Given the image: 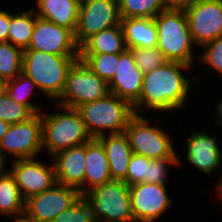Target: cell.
I'll use <instances>...</instances> for the list:
<instances>
[{"label":"cell","mask_w":222,"mask_h":222,"mask_svg":"<svg viewBox=\"0 0 222 222\" xmlns=\"http://www.w3.org/2000/svg\"><path fill=\"white\" fill-rule=\"evenodd\" d=\"M25 213V200L22 198L14 176L7 167L0 172V216L19 218Z\"/></svg>","instance_id":"cell-24"},{"label":"cell","mask_w":222,"mask_h":222,"mask_svg":"<svg viewBox=\"0 0 222 222\" xmlns=\"http://www.w3.org/2000/svg\"><path fill=\"white\" fill-rule=\"evenodd\" d=\"M10 25V12L7 9H0V42L8 41Z\"/></svg>","instance_id":"cell-36"},{"label":"cell","mask_w":222,"mask_h":222,"mask_svg":"<svg viewBox=\"0 0 222 222\" xmlns=\"http://www.w3.org/2000/svg\"><path fill=\"white\" fill-rule=\"evenodd\" d=\"M184 12L198 49L222 36V0H196Z\"/></svg>","instance_id":"cell-13"},{"label":"cell","mask_w":222,"mask_h":222,"mask_svg":"<svg viewBox=\"0 0 222 222\" xmlns=\"http://www.w3.org/2000/svg\"><path fill=\"white\" fill-rule=\"evenodd\" d=\"M11 220H12L11 222H34L27 219L25 216L19 218H11Z\"/></svg>","instance_id":"cell-42"},{"label":"cell","mask_w":222,"mask_h":222,"mask_svg":"<svg viewBox=\"0 0 222 222\" xmlns=\"http://www.w3.org/2000/svg\"><path fill=\"white\" fill-rule=\"evenodd\" d=\"M126 47L153 48L157 47L158 34L154 18L121 19Z\"/></svg>","instance_id":"cell-22"},{"label":"cell","mask_w":222,"mask_h":222,"mask_svg":"<svg viewBox=\"0 0 222 222\" xmlns=\"http://www.w3.org/2000/svg\"><path fill=\"white\" fill-rule=\"evenodd\" d=\"M154 20L158 34L157 47L164 53L165 58L195 67L199 57L196 50L199 49L194 48L196 45L191 37L184 10H165Z\"/></svg>","instance_id":"cell-4"},{"label":"cell","mask_w":222,"mask_h":222,"mask_svg":"<svg viewBox=\"0 0 222 222\" xmlns=\"http://www.w3.org/2000/svg\"><path fill=\"white\" fill-rule=\"evenodd\" d=\"M78 59L79 55H56L25 49L22 73L38 85L44 99L54 103L61 96L69 69Z\"/></svg>","instance_id":"cell-3"},{"label":"cell","mask_w":222,"mask_h":222,"mask_svg":"<svg viewBox=\"0 0 222 222\" xmlns=\"http://www.w3.org/2000/svg\"><path fill=\"white\" fill-rule=\"evenodd\" d=\"M200 49L202 51L199 54L197 63H202L209 70L211 69L213 74L219 73L222 78V36L204 44Z\"/></svg>","instance_id":"cell-34"},{"label":"cell","mask_w":222,"mask_h":222,"mask_svg":"<svg viewBox=\"0 0 222 222\" xmlns=\"http://www.w3.org/2000/svg\"><path fill=\"white\" fill-rule=\"evenodd\" d=\"M144 74L136 66L130 49L119 53V64L108 84L109 92L134 105L140 98Z\"/></svg>","instance_id":"cell-18"},{"label":"cell","mask_w":222,"mask_h":222,"mask_svg":"<svg viewBox=\"0 0 222 222\" xmlns=\"http://www.w3.org/2000/svg\"><path fill=\"white\" fill-rule=\"evenodd\" d=\"M136 66L143 74H147L157 67L164 65L168 60L158 48H132L130 49Z\"/></svg>","instance_id":"cell-33"},{"label":"cell","mask_w":222,"mask_h":222,"mask_svg":"<svg viewBox=\"0 0 222 222\" xmlns=\"http://www.w3.org/2000/svg\"><path fill=\"white\" fill-rule=\"evenodd\" d=\"M42 152L41 112L35 113L27 121L11 124L8 132L0 140V159L5 165L6 157L14 158L10 161L36 158Z\"/></svg>","instance_id":"cell-9"},{"label":"cell","mask_w":222,"mask_h":222,"mask_svg":"<svg viewBox=\"0 0 222 222\" xmlns=\"http://www.w3.org/2000/svg\"><path fill=\"white\" fill-rule=\"evenodd\" d=\"M117 0H83L80 4L75 41L80 47L89 37L121 24Z\"/></svg>","instance_id":"cell-10"},{"label":"cell","mask_w":222,"mask_h":222,"mask_svg":"<svg viewBox=\"0 0 222 222\" xmlns=\"http://www.w3.org/2000/svg\"><path fill=\"white\" fill-rule=\"evenodd\" d=\"M120 16L124 18H155L165 11L162 0H117Z\"/></svg>","instance_id":"cell-27"},{"label":"cell","mask_w":222,"mask_h":222,"mask_svg":"<svg viewBox=\"0 0 222 222\" xmlns=\"http://www.w3.org/2000/svg\"><path fill=\"white\" fill-rule=\"evenodd\" d=\"M23 50L15 45L0 42V78L6 81L22 73Z\"/></svg>","instance_id":"cell-29"},{"label":"cell","mask_w":222,"mask_h":222,"mask_svg":"<svg viewBox=\"0 0 222 222\" xmlns=\"http://www.w3.org/2000/svg\"><path fill=\"white\" fill-rule=\"evenodd\" d=\"M178 156H181V158H149V167L147 171V176H145V182L152 184H167V182L169 181L168 178H171V167L177 168L178 166L180 167L182 164L184 165L185 161H182V153L180 154L179 151Z\"/></svg>","instance_id":"cell-31"},{"label":"cell","mask_w":222,"mask_h":222,"mask_svg":"<svg viewBox=\"0 0 222 222\" xmlns=\"http://www.w3.org/2000/svg\"><path fill=\"white\" fill-rule=\"evenodd\" d=\"M34 113L26 106L12 100L6 92L0 95V120L9 124L27 121Z\"/></svg>","instance_id":"cell-32"},{"label":"cell","mask_w":222,"mask_h":222,"mask_svg":"<svg viewBox=\"0 0 222 222\" xmlns=\"http://www.w3.org/2000/svg\"><path fill=\"white\" fill-rule=\"evenodd\" d=\"M105 148L113 180L123 181L133 154L125 133L106 134L97 138Z\"/></svg>","instance_id":"cell-21"},{"label":"cell","mask_w":222,"mask_h":222,"mask_svg":"<svg viewBox=\"0 0 222 222\" xmlns=\"http://www.w3.org/2000/svg\"><path fill=\"white\" fill-rule=\"evenodd\" d=\"M148 117L136 114L125 129L132 152L150 159L179 158L168 130L155 125Z\"/></svg>","instance_id":"cell-6"},{"label":"cell","mask_w":222,"mask_h":222,"mask_svg":"<svg viewBox=\"0 0 222 222\" xmlns=\"http://www.w3.org/2000/svg\"><path fill=\"white\" fill-rule=\"evenodd\" d=\"M28 49L56 55H79V46L69 29L38 16Z\"/></svg>","instance_id":"cell-16"},{"label":"cell","mask_w":222,"mask_h":222,"mask_svg":"<svg viewBox=\"0 0 222 222\" xmlns=\"http://www.w3.org/2000/svg\"><path fill=\"white\" fill-rule=\"evenodd\" d=\"M215 192L217 193V197L218 199L221 201L219 203H221L222 205V177L220 178L219 182L217 181L216 185H215Z\"/></svg>","instance_id":"cell-40"},{"label":"cell","mask_w":222,"mask_h":222,"mask_svg":"<svg viewBox=\"0 0 222 222\" xmlns=\"http://www.w3.org/2000/svg\"><path fill=\"white\" fill-rule=\"evenodd\" d=\"M6 83L7 81L3 78H0V95L6 92Z\"/></svg>","instance_id":"cell-41"},{"label":"cell","mask_w":222,"mask_h":222,"mask_svg":"<svg viewBox=\"0 0 222 222\" xmlns=\"http://www.w3.org/2000/svg\"><path fill=\"white\" fill-rule=\"evenodd\" d=\"M56 181L75 188L84 195L86 143L65 149L51 156Z\"/></svg>","instance_id":"cell-17"},{"label":"cell","mask_w":222,"mask_h":222,"mask_svg":"<svg viewBox=\"0 0 222 222\" xmlns=\"http://www.w3.org/2000/svg\"><path fill=\"white\" fill-rule=\"evenodd\" d=\"M79 59L83 61L95 74L109 84L117 71L119 53H79Z\"/></svg>","instance_id":"cell-28"},{"label":"cell","mask_w":222,"mask_h":222,"mask_svg":"<svg viewBox=\"0 0 222 222\" xmlns=\"http://www.w3.org/2000/svg\"><path fill=\"white\" fill-rule=\"evenodd\" d=\"M38 91L41 94V90L38 85L30 78L26 77L23 73L19 74L16 78L8 80L6 83V93L8 96L16 101L18 104L26 105L34 114L42 112L43 106L40 104L32 102V96L38 94L35 92ZM37 104V105H36Z\"/></svg>","instance_id":"cell-26"},{"label":"cell","mask_w":222,"mask_h":222,"mask_svg":"<svg viewBox=\"0 0 222 222\" xmlns=\"http://www.w3.org/2000/svg\"><path fill=\"white\" fill-rule=\"evenodd\" d=\"M77 110L92 138L124 133L130 120L136 115L130 102L110 92L101 99L79 106Z\"/></svg>","instance_id":"cell-5"},{"label":"cell","mask_w":222,"mask_h":222,"mask_svg":"<svg viewBox=\"0 0 222 222\" xmlns=\"http://www.w3.org/2000/svg\"><path fill=\"white\" fill-rule=\"evenodd\" d=\"M52 222H100L93 205L81 195Z\"/></svg>","instance_id":"cell-30"},{"label":"cell","mask_w":222,"mask_h":222,"mask_svg":"<svg viewBox=\"0 0 222 222\" xmlns=\"http://www.w3.org/2000/svg\"><path fill=\"white\" fill-rule=\"evenodd\" d=\"M4 167H5V164L0 159V172L3 170Z\"/></svg>","instance_id":"cell-43"},{"label":"cell","mask_w":222,"mask_h":222,"mask_svg":"<svg viewBox=\"0 0 222 222\" xmlns=\"http://www.w3.org/2000/svg\"><path fill=\"white\" fill-rule=\"evenodd\" d=\"M148 167L149 158L133 153L128 165L127 176L123 181L128 186L145 182V176H147Z\"/></svg>","instance_id":"cell-35"},{"label":"cell","mask_w":222,"mask_h":222,"mask_svg":"<svg viewBox=\"0 0 222 222\" xmlns=\"http://www.w3.org/2000/svg\"><path fill=\"white\" fill-rule=\"evenodd\" d=\"M192 69L193 67L187 64L168 61L144 74L140 98L133 105L135 113L146 115L151 111L163 114L169 112L170 114V112L175 111L176 113L179 112L177 110L186 108L187 102L191 98L189 95L191 96L194 91L192 90L194 87H191L192 83L200 81L203 77L205 80V77H208L207 75L212 72L208 70L206 73H199L190 78L187 73Z\"/></svg>","instance_id":"cell-1"},{"label":"cell","mask_w":222,"mask_h":222,"mask_svg":"<svg viewBox=\"0 0 222 222\" xmlns=\"http://www.w3.org/2000/svg\"><path fill=\"white\" fill-rule=\"evenodd\" d=\"M168 186L146 182L129 186L135 222H157L168 209L173 208L175 201L169 195Z\"/></svg>","instance_id":"cell-11"},{"label":"cell","mask_w":222,"mask_h":222,"mask_svg":"<svg viewBox=\"0 0 222 222\" xmlns=\"http://www.w3.org/2000/svg\"><path fill=\"white\" fill-rule=\"evenodd\" d=\"M52 104L60 111L55 109L56 112L48 113L45 109V112H41L43 152H46L49 158L92 139L77 109Z\"/></svg>","instance_id":"cell-2"},{"label":"cell","mask_w":222,"mask_h":222,"mask_svg":"<svg viewBox=\"0 0 222 222\" xmlns=\"http://www.w3.org/2000/svg\"><path fill=\"white\" fill-rule=\"evenodd\" d=\"M10 11L8 42L21 48L28 49L36 23V13L32 8L22 12Z\"/></svg>","instance_id":"cell-25"},{"label":"cell","mask_w":222,"mask_h":222,"mask_svg":"<svg viewBox=\"0 0 222 222\" xmlns=\"http://www.w3.org/2000/svg\"><path fill=\"white\" fill-rule=\"evenodd\" d=\"M112 180L105 148L97 138H92L86 143L84 194Z\"/></svg>","instance_id":"cell-20"},{"label":"cell","mask_w":222,"mask_h":222,"mask_svg":"<svg viewBox=\"0 0 222 222\" xmlns=\"http://www.w3.org/2000/svg\"><path fill=\"white\" fill-rule=\"evenodd\" d=\"M218 103L216 104L215 108L212 110H215V112L212 114L213 116V122L215 123L214 125L218 126L219 129L222 128V97L217 101ZM221 127V128H220Z\"/></svg>","instance_id":"cell-38"},{"label":"cell","mask_w":222,"mask_h":222,"mask_svg":"<svg viewBox=\"0 0 222 222\" xmlns=\"http://www.w3.org/2000/svg\"><path fill=\"white\" fill-rule=\"evenodd\" d=\"M34 12L36 16L49 20L60 27L76 31L80 4L78 0H35Z\"/></svg>","instance_id":"cell-19"},{"label":"cell","mask_w":222,"mask_h":222,"mask_svg":"<svg viewBox=\"0 0 222 222\" xmlns=\"http://www.w3.org/2000/svg\"><path fill=\"white\" fill-rule=\"evenodd\" d=\"M185 143V150L183 152V158L187 164L203 173L202 175H211L216 170H220L222 167V148L219 144L218 138L210 135L208 131L200 129L199 131H192L188 135ZM185 155V156H184ZM219 177L218 181L222 177Z\"/></svg>","instance_id":"cell-15"},{"label":"cell","mask_w":222,"mask_h":222,"mask_svg":"<svg viewBox=\"0 0 222 222\" xmlns=\"http://www.w3.org/2000/svg\"><path fill=\"white\" fill-rule=\"evenodd\" d=\"M9 165L6 164L5 167L8 166L7 169L14 176L24 200L50 189L57 183L53 163L49 165L40 157L12 160Z\"/></svg>","instance_id":"cell-12"},{"label":"cell","mask_w":222,"mask_h":222,"mask_svg":"<svg viewBox=\"0 0 222 222\" xmlns=\"http://www.w3.org/2000/svg\"><path fill=\"white\" fill-rule=\"evenodd\" d=\"M166 10H185L196 0H162Z\"/></svg>","instance_id":"cell-37"},{"label":"cell","mask_w":222,"mask_h":222,"mask_svg":"<svg viewBox=\"0 0 222 222\" xmlns=\"http://www.w3.org/2000/svg\"><path fill=\"white\" fill-rule=\"evenodd\" d=\"M108 83L78 59L69 69L61 96L54 102L77 109L79 106L105 97Z\"/></svg>","instance_id":"cell-7"},{"label":"cell","mask_w":222,"mask_h":222,"mask_svg":"<svg viewBox=\"0 0 222 222\" xmlns=\"http://www.w3.org/2000/svg\"><path fill=\"white\" fill-rule=\"evenodd\" d=\"M127 49L121 24L100 31L89 37L80 47L79 53L117 54Z\"/></svg>","instance_id":"cell-23"},{"label":"cell","mask_w":222,"mask_h":222,"mask_svg":"<svg viewBox=\"0 0 222 222\" xmlns=\"http://www.w3.org/2000/svg\"><path fill=\"white\" fill-rule=\"evenodd\" d=\"M83 196L93 205L100 222H135L129 186L124 181L112 180Z\"/></svg>","instance_id":"cell-8"},{"label":"cell","mask_w":222,"mask_h":222,"mask_svg":"<svg viewBox=\"0 0 222 222\" xmlns=\"http://www.w3.org/2000/svg\"><path fill=\"white\" fill-rule=\"evenodd\" d=\"M80 196L77 189L55 183L50 189L25 200L24 216L34 222H52Z\"/></svg>","instance_id":"cell-14"},{"label":"cell","mask_w":222,"mask_h":222,"mask_svg":"<svg viewBox=\"0 0 222 222\" xmlns=\"http://www.w3.org/2000/svg\"><path fill=\"white\" fill-rule=\"evenodd\" d=\"M10 125L11 124L0 120V140L8 132Z\"/></svg>","instance_id":"cell-39"}]
</instances>
